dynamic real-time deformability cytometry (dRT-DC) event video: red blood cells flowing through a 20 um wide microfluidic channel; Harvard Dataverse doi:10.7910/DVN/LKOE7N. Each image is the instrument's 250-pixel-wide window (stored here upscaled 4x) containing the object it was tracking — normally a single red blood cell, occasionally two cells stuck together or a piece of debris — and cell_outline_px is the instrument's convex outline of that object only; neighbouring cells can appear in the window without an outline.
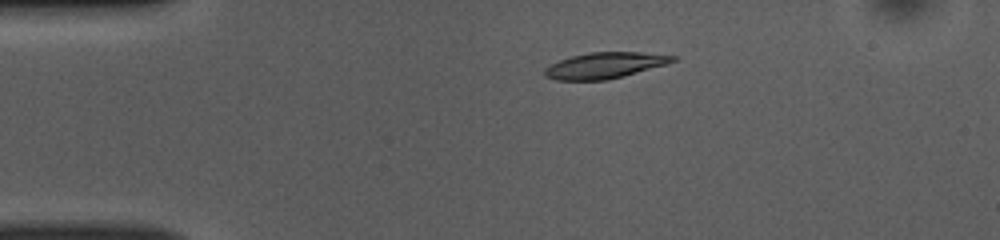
{"species": "common noctule bat (a hibernating species)", "species_latin": "Nyctalus noctula", "temperature_condition": "room temperature", "stored_images_in_passage": 41, "camera_frame_rate_fps": 3000, "um_per_image_px": 0.085, "animal": {"sex": "female", "body_mass_g": 10.0, "forearm_length_mm": 53.1}, "frame": {"image": 1, "passage_image": 1, "time_ms": 0.0, "image_size_px": [1000, 240], "cell_outline_px": [[676, 60], [668, 64], [624, 76], [608, 80], [556, 80], [544, 76], [544, 68], [548, 64], [572, 56], [588, 52], [640, 52], [676, 56]], "centroid_in_image_um": [51.39, 5.56], "position_along_channel_um": 33.6, "area_um2": 19.54}}
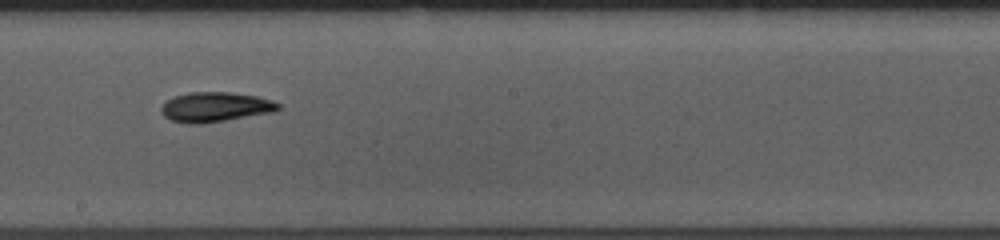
{"frame": {"image": 2, "passage_image": 19, "time_ms": 6.0, "image_size_px": [1000, 240], "cell_outline_px": [[280, 108], [276, 112], [200, 124], [188, 124], [172, 120], [164, 116], [160, 112], [160, 108], [164, 100], [172, 96], [192, 92], [228, 92], [256, 96], [272, 100], [280, 104]], "centroid_in_image_um": [18.27, 9.09], "position_along_channel_um": 229.9, "area_um2": 20.52}}
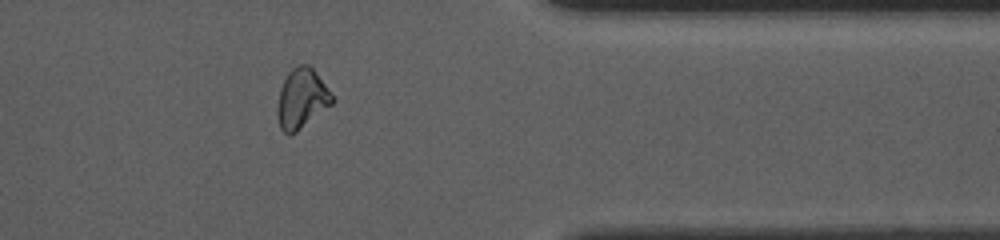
{"frame": {"image": 3, "passage_image": 32, "time_ms": 10.333, "image_size_px": [1000, 240], "cell_outline_px": [[336, 100], [332, 104], [296, 132], [288, 136], [280, 128], [276, 112], [276, 104], [280, 88], [288, 72], [292, 68], [300, 64], [308, 64], [316, 72]], "centroid_in_image_um": [25.62, 8.39], "position_along_channel_um": 385.8, "area_um2": 19.19}, "authors_computed_cell_mechanics": {"area_um2": 19.5364, "velocity_mm_per_s": 3.9452, "shape_relaxation_time_tau1_ms": 3.8681, "shape_relaxation_time_tau2_ms": 7.1375, "deformation_change_tau1": 0.1376, "deformation_change_tau2": 0.1442}}